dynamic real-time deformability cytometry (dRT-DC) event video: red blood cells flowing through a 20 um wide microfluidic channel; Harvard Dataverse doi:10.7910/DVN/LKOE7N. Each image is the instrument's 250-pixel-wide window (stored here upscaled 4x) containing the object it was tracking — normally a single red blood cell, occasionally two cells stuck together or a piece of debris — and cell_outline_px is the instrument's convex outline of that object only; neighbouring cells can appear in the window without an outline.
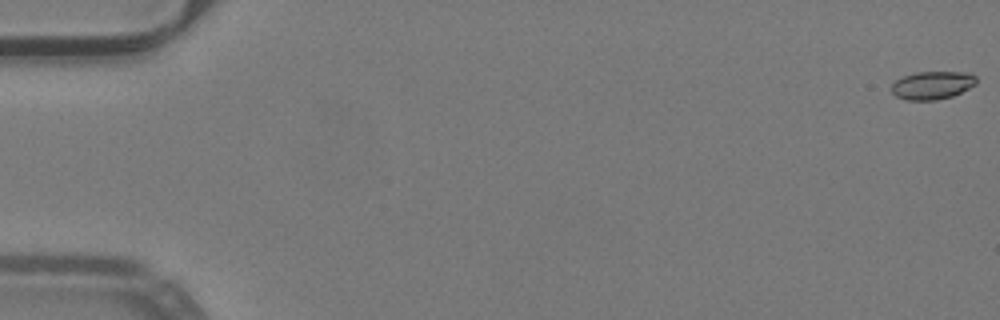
{"species": "common noctule bat (a hibernating species)", "species_latin": "Nyctalus noctula", "temperature_condition": "warm", "stored_images_in_passage": 9, "camera_frame_rate_fps": 3000, "um_per_image_px": 0.085, "animal": {"sex": "male", "body_mass_g": 19.2, "forearm_length_mm": 51.8}, "frame": {"image": 1, "passage_image": 1, "time_ms": 0.0, "image_size_px": [1000, 320], "cell_outline_px": [[976, 84], [952, 96], [936, 100], [904, 100], [896, 96], [892, 92], [892, 84], [896, 80], [904, 76], [916, 72], [968, 72], [976, 76]], "centroid_in_image_um": [79.24, 7.24], "position_along_channel_um": 5.8, "area_um2": 13.81}}